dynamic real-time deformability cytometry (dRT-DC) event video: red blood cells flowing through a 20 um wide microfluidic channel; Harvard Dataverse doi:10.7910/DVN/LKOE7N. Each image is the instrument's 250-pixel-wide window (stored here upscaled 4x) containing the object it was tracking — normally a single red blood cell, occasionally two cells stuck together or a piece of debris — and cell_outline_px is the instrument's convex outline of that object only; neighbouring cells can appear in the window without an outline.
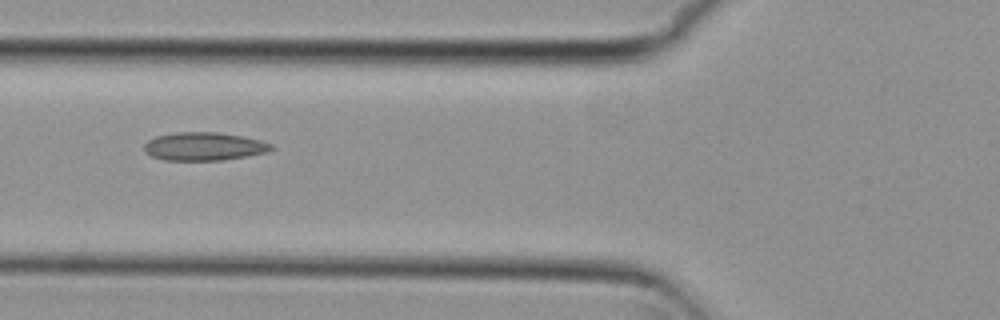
{"species": "common noctule bat (a hibernating species)", "species_latin": "Nyctalus noctula", "temperature_condition": "cold", "stored_images_in_passage": 7, "camera_frame_rate_fps": 3000, "um_per_image_px": 0.085, "animal": {"sex": "female", "body_mass_g": 29.2, "forearm_length_mm": 56.3}, "frame": {"image": 1, "passage_image": 3, "time_ms": 0.667, "image_size_px": [1000, 320], "cell_outline_px": [[276, 148], [268, 152], [248, 156], [224, 160], [164, 160], [152, 156], [144, 152], [144, 144], [148, 140], [156, 136], [176, 132], [216, 132], [244, 136], [260, 140], [272, 144]], "centroid_in_image_um": [17.37, 12.44], "position_along_channel_um": 108.4, "area_um2": 21.1}}
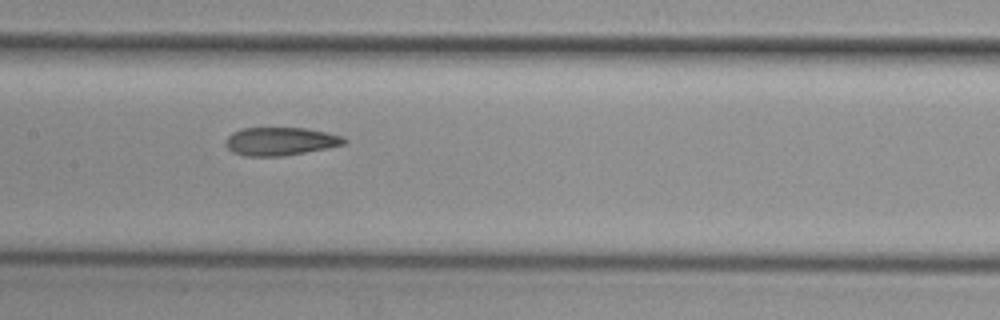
{"frame": {"image": 2, "passage_image": 5, "time_ms": 1.333, "image_size_px": [1000, 320], "cell_outline_px": [[348, 140], [344, 144], [304, 152], [280, 156], [244, 156], [232, 152], [224, 144], [228, 136], [232, 132], [244, 128], [304, 128], [344, 136]], "centroid_in_image_um": [23.79, 12.01], "position_along_channel_um": 183.6, "area_um2": 19.25}}
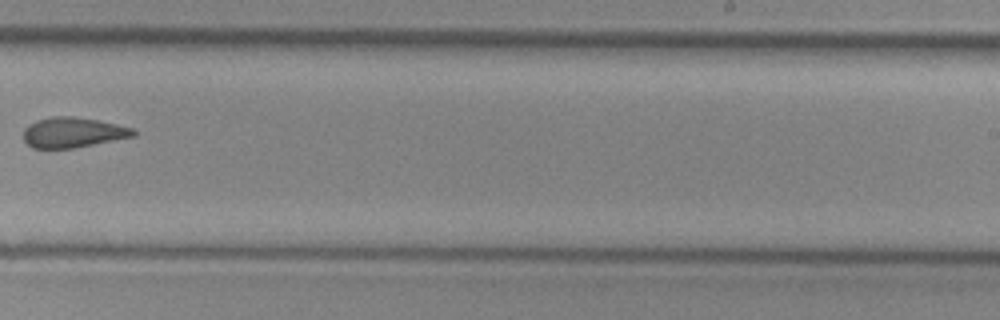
{"frame": {"image": 3, "passage_image": 7, "time_ms": 2.0, "image_size_px": [1000, 320], "cell_outline_px": [[136, 136], [76, 148], [32, 148], [24, 140], [24, 128], [28, 124], [36, 120], [52, 116], [72, 116], [96, 120], [116, 124], [132, 128], [136, 132]], "centroid_in_image_um": [6.19, 11.26], "position_along_channel_um": 282.8, "area_um2": 19.42}}